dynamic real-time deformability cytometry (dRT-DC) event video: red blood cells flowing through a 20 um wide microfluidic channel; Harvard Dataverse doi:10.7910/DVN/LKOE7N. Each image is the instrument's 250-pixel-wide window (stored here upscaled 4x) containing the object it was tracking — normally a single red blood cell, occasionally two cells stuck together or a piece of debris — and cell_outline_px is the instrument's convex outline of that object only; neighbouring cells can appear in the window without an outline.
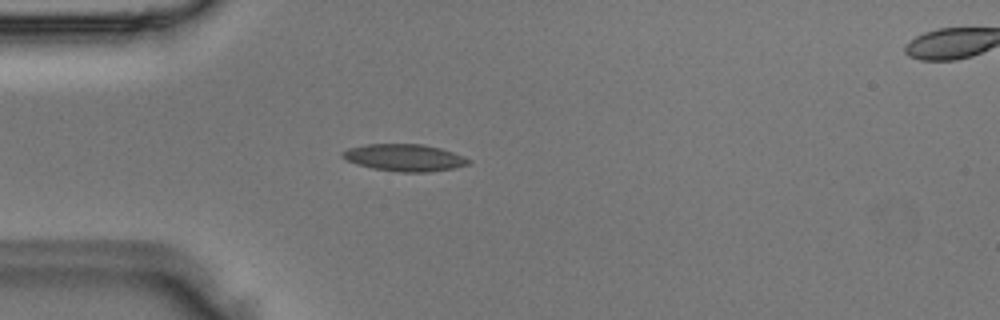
{"species": "Egyptian fruit bat (a non-hibernating species)", "species_latin": "Rousettus aegyptiacus", "temperature_condition": "room temperature", "stored_images_in_passage": 4, "segment_of_instrument_passage": [1, 2], "camera_frame_rate_fps": 3000, "um_per_image_px": 0.085, "animal": {"sex": "male"}, "frame": {"image": 1, "passage_image": 3, "time_ms": 0.667, "image_size_px": [1000, 320], "cell_outline_px": [[472, 160], [468, 164], [452, 168], [428, 172], [396, 172], [372, 168], [356, 164], [340, 156], [340, 152], [348, 148], [368, 144], [424, 144], [440, 148], [464, 156]], "centroid_in_image_um": [34.35, 13.4], "position_along_channel_um": 50.6, "area_um2": 19.88}}